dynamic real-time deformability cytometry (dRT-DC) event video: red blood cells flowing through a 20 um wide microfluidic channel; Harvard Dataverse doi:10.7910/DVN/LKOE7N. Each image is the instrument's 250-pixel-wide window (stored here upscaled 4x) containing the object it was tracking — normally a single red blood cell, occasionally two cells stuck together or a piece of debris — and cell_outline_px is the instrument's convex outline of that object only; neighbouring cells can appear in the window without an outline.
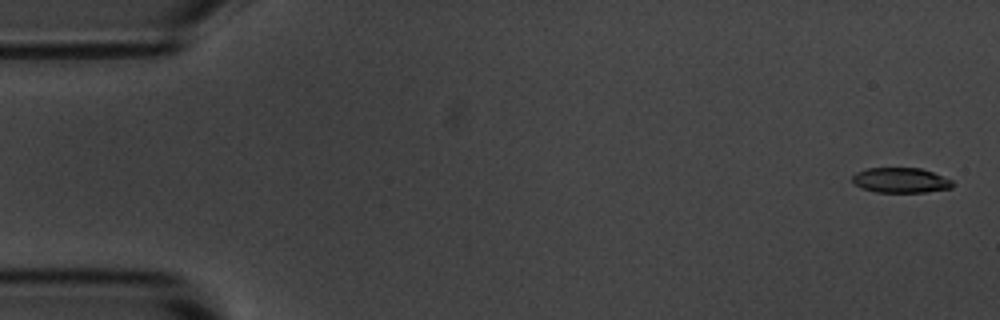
{"species": "common noctule bat (a hibernating species)", "species_latin": "Nyctalus noctula", "temperature_condition": "room temperature", "stored_images_in_passage": 4, "camera_frame_rate_fps": 3000, "um_per_image_px": 0.085, "animal": {"sex": "male", "body_mass_g": 20.1, "forearm_length_mm": 53.5}, "frame": {"image": 1, "passage_image": 1, "time_ms": 0.0, "image_size_px": [1000, 320], "cell_outline_px": [[956, 184], [952, 188], [924, 192], [876, 192], [860, 188], [852, 180], [852, 176], [856, 172], [868, 168], [920, 168], [932, 172], [952, 180]], "centroid_in_image_um": [76.57, 15.32], "position_along_channel_um": 8.4, "area_um2": 14.68}}